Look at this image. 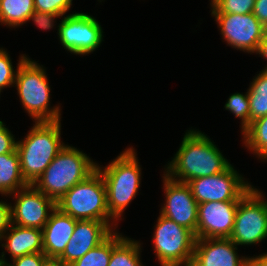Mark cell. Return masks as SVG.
<instances>
[{
    "instance_id": "6da1fadb",
    "label": "cell",
    "mask_w": 267,
    "mask_h": 266,
    "mask_svg": "<svg viewBox=\"0 0 267 266\" xmlns=\"http://www.w3.org/2000/svg\"><path fill=\"white\" fill-rule=\"evenodd\" d=\"M184 133L178 150L162 166L161 171L170 179L188 183L194 178L221 173L231 165L223 150L205 132L190 127Z\"/></svg>"
},
{
    "instance_id": "7a4b0ae2",
    "label": "cell",
    "mask_w": 267,
    "mask_h": 266,
    "mask_svg": "<svg viewBox=\"0 0 267 266\" xmlns=\"http://www.w3.org/2000/svg\"><path fill=\"white\" fill-rule=\"evenodd\" d=\"M130 145L107 165L97 162L96 167L106 185L109 214L118 224L122 220L125 221V210L139 195L142 185L143 168L138 159L137 149Z\"/></svg>"
},
{
    "instance_id": "3957f363",
    "label": "cell",
    "mask_w": 267,
    "mask_h": 266,
    "mask_svg": "<svg viewBox=\"0 0 267 266\" xmlns=\"http://www.w3.org/2000/svg\"><path fill=\"white\" fill-rule=\"evenodd\" d=\"M28 55L19 65L13 89L22 110L33 122L62 120L61 103L52 104V89L47 68Z\"/></svg>"
},
{
    "instance_id": "277c9868",
    "label": "cell",
    "mask_w": 267,
    "mask_h": 266,
    "mask_svg": "<svg viewBox=\"0 0 267 266\" xmlns=\"http://www.w3.org/2000/svg\"><path fill=\"white\" fill-rule=\"evenodd\" d=\"M61 121L33 122L23 138L17 137L21 173L28 184L32 185L66 146Z\"/></svg>"
},
{
    "instance_id": "5b68a950",
    "label": "cell",
    "mask_w": 267,
    "mask_h": 266,
    "mask_svg": "<svg viewBox=\"0 0 267 266\" xmlns=\"http://www.w3.org/2000/svg\"><path fill=\"white\" fill-rule=\"evenodd\" d=\"M97 162L82 149L66 143L32 185L57 203L73 186L96 170Z\"/></svg>"
},
{
    "instance_id": "8992f818",
    "label": "cell",
    "mask_w": 267,
    "mask_h": 266,
    "mask_svg": "<svg viewBox=\"0 0 267 266\" xmlns=\"http://www.w3.org/2000/svg\"><path fill=\"white\" fill-rule=\"evenodd\" d=\"M56 206L76 220L103 221L113 230L120 229V224L109 214L106 185L97 169L85 180L73 186Z\"/></svg>"
},
{
    "instance_id": "52a82bcc",
    "label": "cell",
    "mask_w": 267,
    "mask_h": 266,
    "mask_svg": "<svg viewBox=\"0 0 267 266\" xmlns=\"http://www.w3.org/2000/svg\"><path fill=\"white\" fill-rule=\"evenodd\" d=\"M152 227V252L160 266H191L195 234L159 213Z\"/></svg>"
},
{
    "instance_id": "ba28073f",
    "label": "cell",
    "mask_w": 267,
    "mask_h": 266,
    "mask_svg": "<svg viewBox=\"0 0 267 266\" xmlns=\"http://www.w3.org/2000/svg\"><path fill=\"white\" fill-rule=\"evenodd\" d=\"M265 195L258 186H253L239 200L233 232L229 239L240 248L243 246V249H246L256 245L259 247L267 240V195Z\"/></svg>"
},
{
    "instance_id": "9c48e42d",
    "label": "cell",
    "mask_w": 267,
    "mask_h": 266,
    "mask_svg": "<svg viewBox=\"0 0 267 266\" xmlns=\"http://www.w3.org/2000/svg\"><path fill=\"white\" fill-rule=\"evenodd\" d=\"M104 33V28L96 17L77 11L61 19L57 38L67 54L83 57L102 47Z\"/></svg>"
},
{
    "instance_id": "30bf717a",
    "label": "cell",
    "mask_w": 267,
    "mask_h": 266,
    "mask_svg": "<svg viewBox=\"0 0 267 266\" xmlns=\"http://www.w3.org/2000/svg\"><path fill=\"white\" fill-rule=\"evenodd\" d=\"M233 163L223 172L208 177L194 178L187 184L198 204L205 202L239 201L253 186L249 178Z\"/></svg>"
},
{
    "instance_id": "8fae6325",
    "label": "cell",
    "mask_w": 267,
    "mask_h": 266,
    "mask_svg": "<svg viewBox=\"0 0 267 266\" xmlns=\"http://www.w3.org/2000/svg\"><path fill=\"white\" fill-rule=\"evenodd\" d=\"M224 44L231 49L253 55L257 52L259 44L267 28L253 15L210 13Z\"/></svg>"
},
{
    "instance_id": "7c38bea8",
    "label": "cell",
    "mask_w": 267,
    "mask_h": 266,
    "mask_svg": "<svg viewBox=\"0 0 267 266\" xmlns=\"http://www.w3.org/2000/svg\"><path fill=\"white\" fill-rule=\"evenodd\" d=\"M160 176L165 197L159 204V213L192 231L197 239L198 203L192 195L190 186L174 181L162 172Z\"/></svg>"
},
{
    "instance_id": "4fadbf2b",
    "label": "cell",
    "mask_w": 267,
    "mask_h": 266,
    "mask_svg": "<svg viewBox=\"0 0 267 266\" xmlns=\"http://www.w3.org/2000/svg\"><path fill=\"white\" fill-rule=\"evenodd\" d=\"M11 223L21 227L43 229L56 202L29 184L8 196Z\"/></svg>"
},
{
    "instance_id": "5bb4252c",
    "label": "cell",
    "mask_w": 267,
    "mask_h": 266,
    "mask_svg": "<svg viewBox=\"0 0 267 266\" xmlns=\"http://www.w3.org/2000/svg\"><path fill=\"white\" fill-rule=\"evenodd\" d=\"M239 201L198 204L197 239L229 238L233 232Z\"/></svg>"
},
{
    "instance_id": "9a60e30c",
    "label": "cell",
    "mask_w": 267,
    "mask_h": 266,
    "mask_svg": "<svg viewBox=\"0 0 267 266\" xmlns=\"http://www.w3.org/2000/svg\"><path fill=\"white\" fill-rule=\"evenodd\" d=\"M229 238H198L191 266H246L248 255Z\"/></svg>"
},
{
    "instance_id": "2e32d148",
    "label": "cell",
    "mask_w": 267,
    "mask_h": 266,
    "mask_svg": "<svg viewBox=\"0 0 267 266\" xmlns=\"http://www.w3.org/2000/svg\"><path fill=\"white\" fill-rule=\"evenodd\" d=\"M114 230L103 221L77 220L74 232L65 251L58 258L65 265H71L89 250L103 242Z\"/></svg>"
},
{
    "instance_id": "e0dca14e",
    "label": "cell",
    "mask_w": 267,
    "mask_h": 266,
    "mask_svg": "<svg viewBox=\"0 0 267 266\" xmlns=\"http://www.w3.org/2000/svg\"><path fill=\"white\" fill-rule=\"evenodd\" d=\"M0 248V266L23 255L43 252V232L38 228L21 227L11 223L0 240Z\"/></svg>"
},
{
    "instance_id": "ac0fdd59",
    "label": "cell",
    "mask_w": 267,
    "mask_h": 266,
    "mask_svg": "<svg viewBox=\"0 0 267 266\" xmlns=\"http://www.w3.org/2000/svg\"><path fill=\"white\" fill-rule=\"evenodd\" d=\"M76 221L57 207L51 212L42 229L43 253L49 259H58L63 254L74 232Z\"/></svg>"
},
{
    "instance_id": "d6986e66",
    "label": "cell",
    "mask_w": 267,
    "mask_h": 266,
    "mask_svg": "<svg viewBox=\"0 0 267 266\" xmlns=\"http://www.w3.org/2000/svg\"><path fill=\"white\" fill-rule=\"evenodd\" d=\"M143 242L113 231V250L108 266H145L142 262Z\"/></svg>"
},
{
    "instance_id": "ffe728a7",
    "label": "cell",
    "mask_w": 267,
    "mask_h": 266,
    "mask_svg": "<svg viewBox=\"0 0 267 266\" xmlns=\"http://www.w3.org/2000/svg\"><path fill=\"white\" fill-rule=\"evenodd\" d=\"M28 185L21 173L18 152L0 155V196H9Z\"/></svg>"
},
{
    "instance_id": "44dd1931",
    "label": "cell",
    "mask_w": 267,
    "mask_h": 266,
    "mask_svg": "<svg viewBox=\"0 0 267 266\" xmlns=\"http://www.w3.org/2000/svg\"><path fill=\"white\" fill-rule=\"evenodd\" d=\"M242 146L259 162H267V115L250 123L241 133Z\"/></svg>"
},
{
    "instance_id": "7402d4cb",
    "label": "cell",
    "mask_w": 267,
    "mask_h": 266,
    "mask_svg": "<svg viewBox=\"0 0 267 266\" xmlns=\"http://www.w3.org/2000/svg\"><path fill=\"white\" fill-rule=\"evenodd\" d=\"M34 11V0H0V25L19 29Z\"/></svg>"
},
{
    "instance_id": "603a6c76",
    "label": "cell",
    "mask_w": 267,
    "mask_h": 266,
    "mask_svg": "<svg viewBox=\"0 0 267 266\" xmlns=\"http://www.w3.org/2000/svg\"><path fill=\"white\" fill-rule=\"evenodd\" d=\"M251 80L247 88L250 123L267 115V69L257 71Z\"/></svg>"
},
{
    "instance_id": "cb8c5ba5",
    "label": "cell",
    "mask_w": 267,
    "mask_h": 266,
    "mask_svg": "<svg viewBox=\"0 0 267 266\" xmlns=\"http://www.w3.org/2000/svg\"><path fill=\"white\" fill-rule=\"evenodd\" d=\"M230 114L240 120V133L250 125V104L248 98V89L243 92H234L227 98L224 108Z\"/></svg>"
},
{
    "instance_id": "d4e9b609",
    "label": "cell",
    "mask_w": 267,
    "mask_h": 266,
    "mask_svg": "<svg viewBox=\"0 0 267 266\" xmlns=\"http://www.w3.org/2000/svg\"><path fill=\"white\" fill-rule=\"evenodd\" d=\"M113 250V232L98 246L69 266H108Z\"/></svg>"
},
{
    "instance_id": "484cf974",
    "label": "cell",
    "mask_w": 267,
    "mask_h": 266,
    "mask_svg": "<svg viewBox=\"0 0 267 266\" xmlns=\"http://www.w3.org/2000/svg\"><path fill=\"white\" fill-rule=\"evenodd\" d=\"M10 51L3 46H0V92L7 88H12L14 86L17 68L20 63L28 56L26 53H20L18 62L16 63V67L13 66V62L11 59ZM16 68V69H15Z\"/></svg>"
},
{
    "instance_id": "4316f807",
    "label": "cell",
    "mask_w": 267,
    "mask_h": 266,
    "mask_svg": "<svg viewBox=\"0 0 267 266\" xmlns=\"http://www.w3.org/2000/svg\"><path fill=\"white\" fill-rule=\"evenodd\" d=\"M210 13H252L255 0H208Z\"/></svg>"
},
{
    "instance_id": "83f0119b",
    "label": "cell",
    "mask_w": 267,
    "mask_h": 266,
    "mask_svg": "<svg viewBox=\"0 0 267 266\" xmlns=\"http://www.w3.org/2000/svg\"><path fill=\"white\" fill-rule=\"evenodd\" d=\"M35 11L68 15L77 12L72 10L73 0H34ZM72 12V13H71Z\"/></svg>"
},
{
    "instance_id": "f1b7e54d",
    "label": "cell",
    "mask_w": 267,
    "mask_h": 266,
    "mask_svg": "<svg viewBox=\"0 0 267 266\" xmlns=\"http://www.w3.org/2000/svg\"><path fill=\"white\" fill-rule=\"evenodd\" d=\"M63 17L64 15L34 11L27 19L26 24L31 21L33 25H35L38 29L43 31V33L44 31L49 32V30L51 31L55 29L57 30L56 34L58 36L59 26L61 23L60 19H62Z\"/></svg>"
},
{
    "instance_id": "f546056e",
    "label": "cell",
    "mask_w": 267,
    "mask_h": 266,
    "mask_svg": "<svg viewBox=\"0 0 267 266\" xmlns=\"http://www.w3.org/2000/svg\"><path fill=\"white\" fill-rule=\"evenodd\" d=\"M6 125L0 119V155L16 151L17 138Z\"/></svg>"
},
{
    "instance_id": "4dcf8cb0",
    "label": "cell",
    "mask_w": 267,
    "mask_h": 266,
    "mask_svg": "<svg viewBox=\"0 0 267 266\" xmlns=\"http://www.w3.org/2000/svg\"><path fill=\"white\" fill-rule=\"evenodd\" d=\"M48 259L43 252L32 253L14 258L4 266H43Z\"/></svg>"
},
{
    "instance_id": "1f68e13d",
    "label": "cell",
    "mask_w": 267,
    "mask_h": 266,
    "mask_svg": "<svg viewBox=\"0 0 267 266\" xmlns=\"http://www.w3.org/2000/svg\"><path fill=\"white\" fill-rule=\"evenodd\" d=\"M0 199V240L11 225V207L8 196L1 195Z\"/></svg>"
},
{
    "instance_id": "d6a6232c",
    "label": "cell",
    "mask_w": 267,
    "mask_h": 266,
    "mask_svg": "<svg viewBox=\"0 0 267 266\" xmlns=\"http://www.w3.org/2000/svg\"><path fill=\"white\" fill-rule=\"evenodd\" d=\"M252 13L267 28V0H255Z\"/></svg>"
},
{
    "instance_id": "836d02e7",
    "label": "cell",
    "mask_w": 267,
    "mask_h": 266,
    "mask_svg": "<svg viewBox=\"0 0 267 266\" xmlns=\"http://www.w3.org/2000/svg\"><path fill=\"white\" fill-rule=\"evenodd\" d=\"M246 266H267V251L261 254L256 252L253 256L248 254Z\"/></svg>"
},
{
    "instance_id": "e575fe53",
    "label": "cell",
    "mask_w": 267,
    "mask_h": 266,
    "mask_svg": "<svg viewBox=\"0 0 267 266\" xmlns=\"http://www.w3.org/2000/svg\"><path fill=\"white\" fill-rule=\"evenodd\" d=\"M254 55L267 61V30L265 31L264 36L259 44L258 50ZM263 69H267V64L264 65Z\"/></svg>"
},
{
    "instance_id": "d590c367",
    "label": "cell",
    "mask_w": 267,
    "mask_h": 266,
    "mask_svg": "<svg viewBox=\"0 0 267 266\" xmlns=\"http://www.w3.org/2000/svg\"><path fill=\"white\" fill-rule=\"evenodd\" d=\"M43 266H68L65 265L63 262L59 261L58 259H48Z\"/></svg>"
},
{
    "instance_id": "8d00e7d4",
    "label": "cell",
    "mask_w": 267,
    "mask_h": 266,
    "mask_svg": "<svg viewBox=\"0 0 267 266\" xmlns=\"http://www.w3.org/2000/svg\"><path fill=\"white\" fill-rule=\"evenodd\" d=\"M104 1H105V0H97L98 3H97L96 5H98V4L100 5V4H102V2H104Z\"/></svg>"
}]
</instances>
